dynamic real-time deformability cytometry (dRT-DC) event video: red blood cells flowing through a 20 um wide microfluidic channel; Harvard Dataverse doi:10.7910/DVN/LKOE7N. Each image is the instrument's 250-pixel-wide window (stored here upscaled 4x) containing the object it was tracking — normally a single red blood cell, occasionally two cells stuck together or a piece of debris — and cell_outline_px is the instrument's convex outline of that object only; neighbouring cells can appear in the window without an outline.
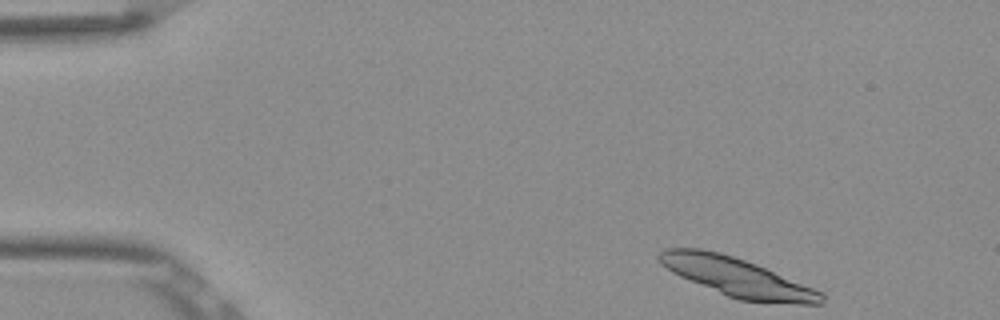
{"species": "Egyptian fruit bat (a non-hibernating species)", "species_latin": "Rousettus aegyptiacus", "temperature_condition": "room temperature", "stored_images_in_passage": 49, "segment_of_instrument_passage": [1, 2], "camera_frame_rate_fps": 3000, "um_per_image_px": 0.085, "frame": {"image": 1, "passage_image": 1, "time_ms": 0.0, "image_size_px": [1000, 320], "cell_outline_px": [[824, 304], [800, 304], [740, 300], [728, 296], [680, 276], [672, 272], [660, 264], [656, 256], [664, 248], [700, 248], [720, 252], [756, 264], [824, 292]], "centroid_in_image_um": [62.65, 23.55], "position_along_channel_um": 22.3, "area_um2": 36.36}}